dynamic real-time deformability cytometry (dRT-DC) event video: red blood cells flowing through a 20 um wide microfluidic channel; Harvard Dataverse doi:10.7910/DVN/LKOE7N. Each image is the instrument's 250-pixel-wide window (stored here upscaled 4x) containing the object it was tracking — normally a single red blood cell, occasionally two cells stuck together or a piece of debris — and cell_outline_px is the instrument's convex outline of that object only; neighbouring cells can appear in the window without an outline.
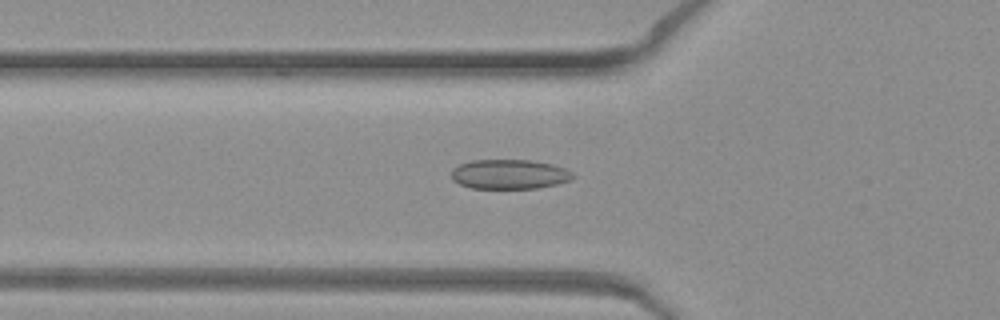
{"species": "common noctule bat (a hibernating species)", "species_latin": "Nyctalus noctula", "temperature_condition": "warm", "stored_images_in_passage": 40, "camera_frame_rate_fps": 3000, "um_per_image_px": 0.085, "animal": {"sex": "female", "body_mass_g": 19.3, "forearm_length_mm": 54.1}, "frame": {"image": 1, "passage_image": 9, "time_ms": 2.667, "image_size_px": [1000, 320], "cell_outline_px": [[576, 176], [572, 180], [556, 184], [536, 188], [472, 188], [460, 184], [452, 180], [452, 168], [460, 164], [472, 160], [532, 160], [552, 164], [564, 168], [572, 172]], "centroid_in_image_um": [43.31, 14.8], "position_along_channel_um": 82.5, "area_um2": 20.98}}
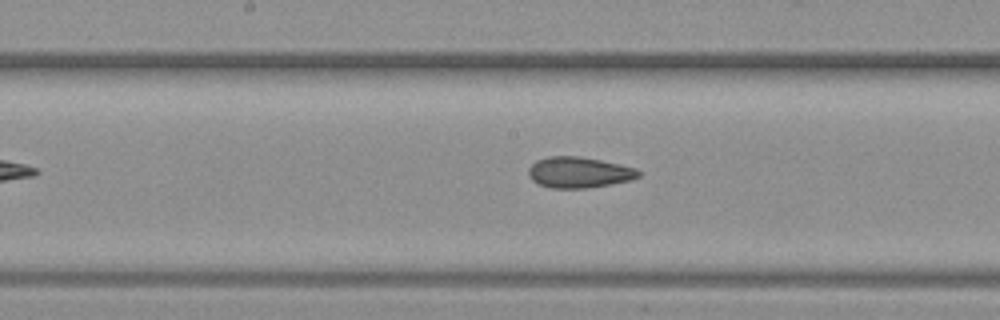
{"frame": {"image": 2, "passage_image": 17, "time_ms": 5.333, "image_size_px": [1000, 320], "cell_outline_px": [[640, 176], [632, 180], [588, 188], [552, 188], [536, 184], [528, 176], [528, 168], [536, 160], [548, 156], [580, 156], [620, 164], [636, 168], [640, 172]], "centroid_in_image_um": [49.19, 14.65], "position_along_channel_um": 199.0, "area_um2": 20.0}}
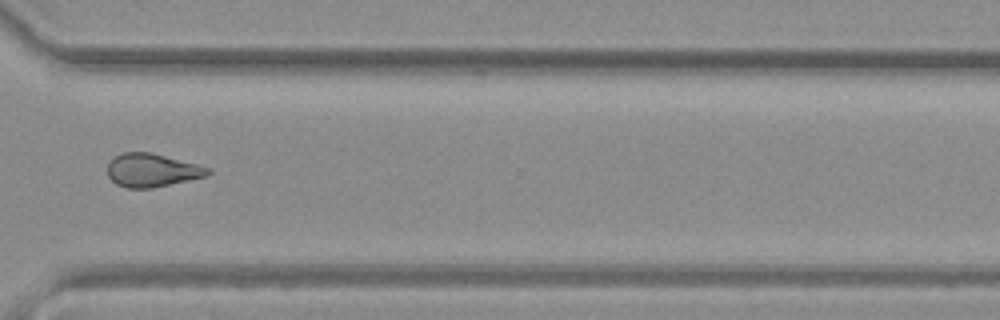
{"frame": {"image": 3, "passage_image": 28, "time_ms": 9.0, "image_size_px": [1000, 320], "cell_outline_px": [[212, 172], [208, 176], [152, 188], [128, 188], [116, 184], [108, 176], [108, 164], [120, 152], [152, 152], [212, 168]], "centroid_in_image_um": [12.96, 14.47], "position_along_channel_um": 357.6, "area_um2": 19.59}}